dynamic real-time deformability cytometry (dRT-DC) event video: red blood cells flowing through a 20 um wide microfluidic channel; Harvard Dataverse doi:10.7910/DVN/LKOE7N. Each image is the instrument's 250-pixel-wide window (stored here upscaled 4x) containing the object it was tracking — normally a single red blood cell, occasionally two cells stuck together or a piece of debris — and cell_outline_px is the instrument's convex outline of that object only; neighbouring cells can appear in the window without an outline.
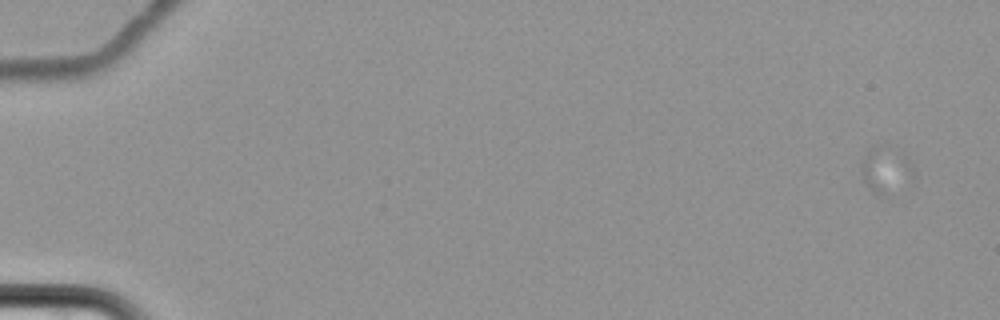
{"species": "common noctule bat (a hibernating species)", "species_latin": "Nyctalus noctula", "temperature_condition": "cold", "stored_images_in_passage": 1, "camera_frame_rate_fps": 3000, "um_per_image_px": 0.085, "animal": {"sex": "female", "body_mass_g": 22.7, "forearm_length_mm": 54.2}, "frame": {"image": 1, "passage_image": 1, "time_ms": 0.0, "image_size_px": [1000, 320], "cell_outline_px": [[916, 180], [880, 196], [876, 196], [864, 180], [864, 160], [868, 148], [884, 144], [896, 144], [908, 160], [916, 176]], "centroid_in_image_um": [75.39, 14.37], "position_along_channel_um": 9.6, "area_um2": 14.16}}